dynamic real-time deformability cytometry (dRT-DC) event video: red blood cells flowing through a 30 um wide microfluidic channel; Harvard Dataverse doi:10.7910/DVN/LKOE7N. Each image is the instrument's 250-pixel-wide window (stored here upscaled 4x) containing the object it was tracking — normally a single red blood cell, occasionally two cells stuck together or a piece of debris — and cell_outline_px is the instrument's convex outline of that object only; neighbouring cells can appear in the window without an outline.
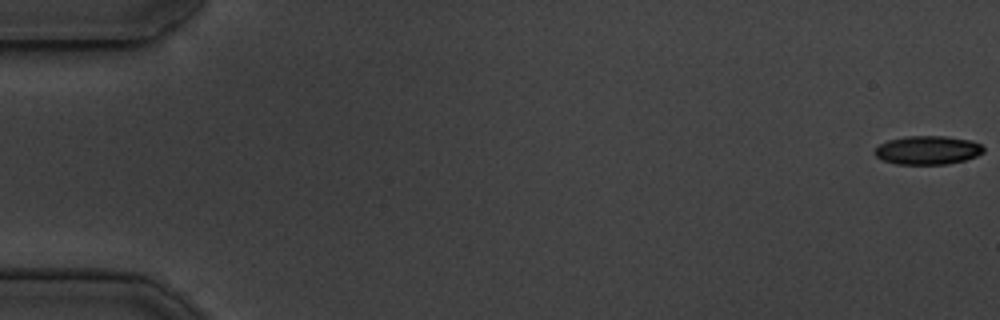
{"species": "common noctule bat (a hibernating species)", "species_latin": "Nyctalus noctula", "temperature_condition": "cold", "stored_images_in_passage": 55, "camera_frame_rate_fps": 3000, "um_per_image_px": 0.085, "animal": {"sex": "male", "body_mass_g": 19.5, "forearm_length_mm": 54.6}, "frame": {"image": 1, "passage_image": 1, "time_ms": 0.0, "image_size_px": [1000, 320], "cell_outline_px": [[984, 152], [976, 156], [964, 160], [948, 164], [896, 164], [884, 160], [876, 156], [872, 152], [880, 144], [888, 140], [908, 136], [948, 136], [972, 140], [980, 144], [984, 148]], "centroid_in_image_um": [78.86, 12.76], "position_along_channel_um": 6.1, "area_um2": 18.21}}
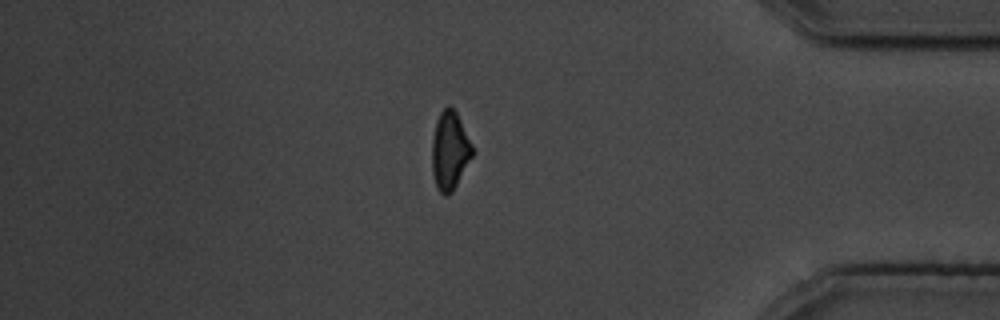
{"frame": {"image": 2, "passage_image": 47, "time_ms": 15.333, "image_size_px": [1000, 320], "cell_outline_px": [[472, 156], [452, 192], [444, 196], [440, 192], [436, 184], [432, 172], [432, 140], [436, 120], [440, 112], [448, 104], [456, 112], [472, 144]], "centroid_in_image_um": [38.21, 12.79], "position_along_channel_um": 397.0, "area_um2": 18.15}}
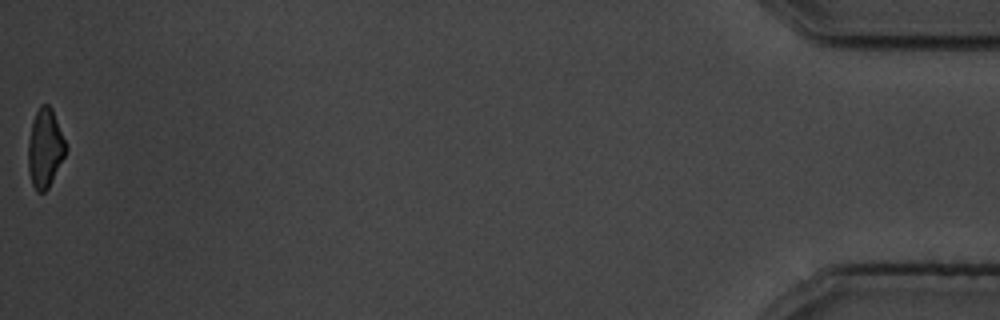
{"frame": {"image": 3, "passage_image": 55, "time_ms": 18.0, "image_size_px": [1000, 320], "cell_outline_px": [[68, 148], [48, 188], [44, 192], [36, 192], [32, 184], [28, 168], [28, 140], [32, 120], [40, 104], [48, 104], [52, 108]], "centroid_in_image_um": [3.82, 12.58], "position_along_channel_um": 431.4, "area_um2": 17.28}, "authors_computed_cell_mechanics": {"area_um2": 19.1318, "velocity_mm_per_s": 3.7378, "shape_relaxation_time_tau1_ms": 6.2063, "shape_relaxation_time_tau2_ms": 3.1561, "deformation_change_tau1": 0.1286, "deformation_change_tau2": 0.1029}}